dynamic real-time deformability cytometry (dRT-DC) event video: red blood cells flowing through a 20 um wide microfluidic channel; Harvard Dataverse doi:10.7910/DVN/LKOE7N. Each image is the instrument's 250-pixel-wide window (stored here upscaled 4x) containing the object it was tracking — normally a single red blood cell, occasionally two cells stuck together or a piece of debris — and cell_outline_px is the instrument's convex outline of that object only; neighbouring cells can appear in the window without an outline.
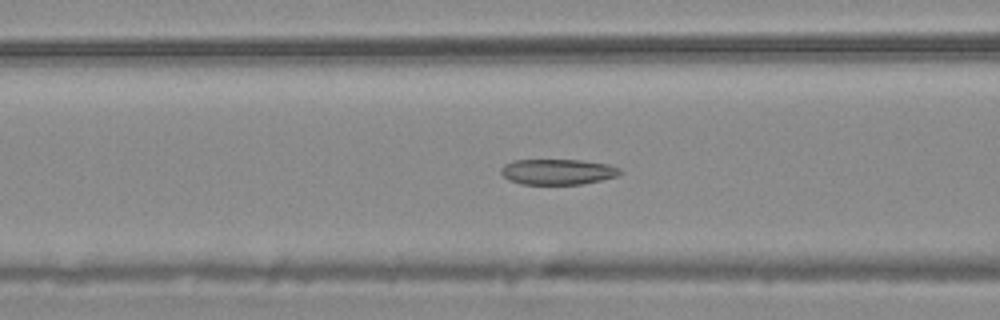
{"species": "common noctule bat (a hibernating species)", "species_latin": "Nyctalus noctula", "temperature_condition": "warm", "stored_images_in_passage": 40, "camera_frame_rate_fps": 3000, "um_per_image_px": 0.085, "animal": {"sex": "male", "body_mass_g": 20.4}, "frame": {"image": 1, "passage_image": 8, "time_ms": 2.333, "image_size_px": [1000, 320], "cell_outline_px": [[624, 172], [616, 176], [600, 180], [580, 184], [520, 184], [508, 180], [500, 172], [500, 168], [504, 164], [512, 160], [580, 160], [608, 164], [620, 168]], "centroid_in_image_um": [47.38, 14.6], "position_along_channel_um": 119.2, "area_um2": 17.8}}
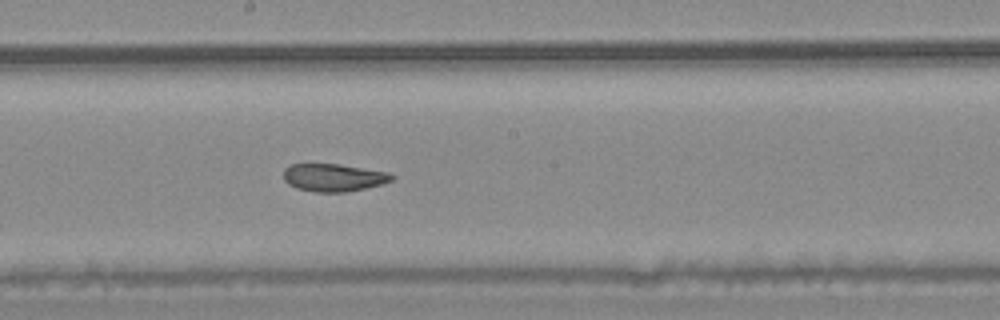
{"frame": {"image": 2, "passage_image": 16, "time_ms": 5.0, "image_size_px": [1000, 320], "cell_outline_px": [[396, 176], [392, 180], [380, 184], [364, 188], [344, 192], [316, 192], [296, 188], [288, 184], [284, 180], [284, 168], [292, 164], [340, 164], [388, 172]], "centroid_in_image_um": [28.34, 15.08], "position_along_channel_um": 219.9, "area_um2": 17.4}}
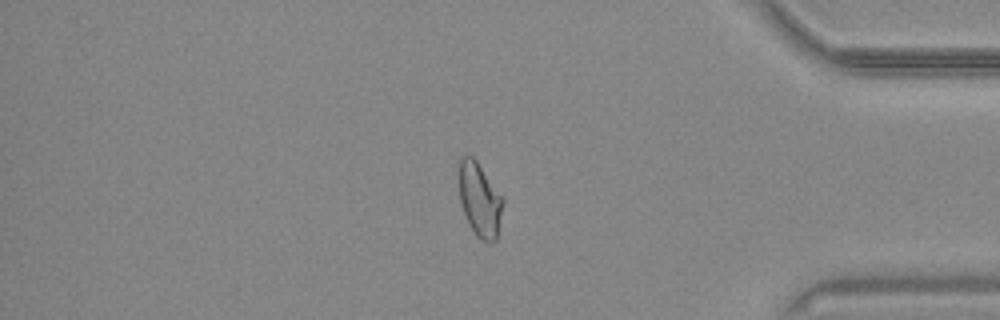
{"frame": {"image": 3, "passage_image": 32, "time_ms": 10.333, "image_size_px": [1000, 320], "cell_outline_px": [[504, 204], [496, 240], [492, 244], [480, 240], [476, 236], [468, 224], [460, 200], [460, 156], [472, 156], [476, 160], [504, 200]], "centroid_in_image_um": [40.79, 17.04], "position_along_channel_um": 394.4, "area_um2": 18.73}, "authors_computed_cell_mechanics": {"area_um2": 18.5538, "velocity_mm_per_s": 3.7768, "shape_relaxation_time_tau1_ms": null, "shape_relaxation_time_tau2_ms": 2.6714, "deformation_change_tau1": null, "deformation_change_tau2": 0.0817}}